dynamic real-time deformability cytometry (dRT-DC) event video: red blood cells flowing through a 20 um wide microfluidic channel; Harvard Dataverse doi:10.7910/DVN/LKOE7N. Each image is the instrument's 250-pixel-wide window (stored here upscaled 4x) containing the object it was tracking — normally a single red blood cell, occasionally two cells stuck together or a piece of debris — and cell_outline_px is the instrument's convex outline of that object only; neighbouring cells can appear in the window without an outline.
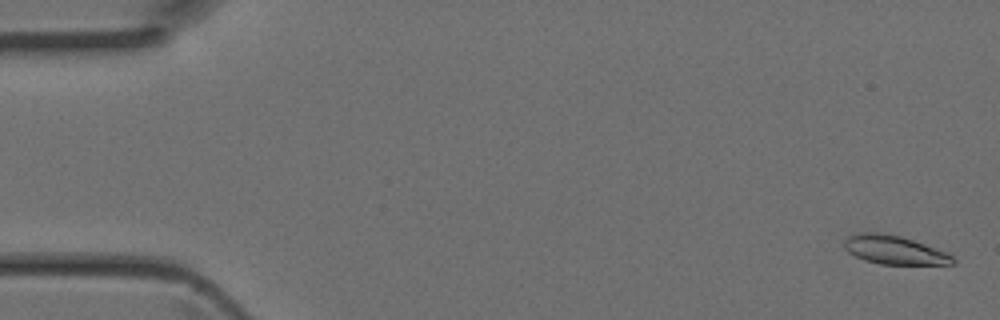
{"species": "Egyptian fruit bat (a non-hibernating species)", "species_latin": "Rousettus aegyptiacus", "temperature_condition": "room temperature", "stored_images_in_passage": 44, "camera_frame_rate_fps": 3000, "um_per_image_px": 0.085, "animal": {"sex": "female"}, "frame": {"image": 1, "passage_image": 2, "time_ms": 0.333, "image_size_px": [1000, 320], "cell_outline_px": [[956, 264], [880, 264], [864, 260], [848, 252], [844, 248], [844, 240], [848, 236], [860, 232], [876, 232], [900, 236], [948, 252], [956, 260]], "centroid_in_image_um": [76.02, 21.25], "position_along_channel_um": 9.0, "area_um2": 18.09}}
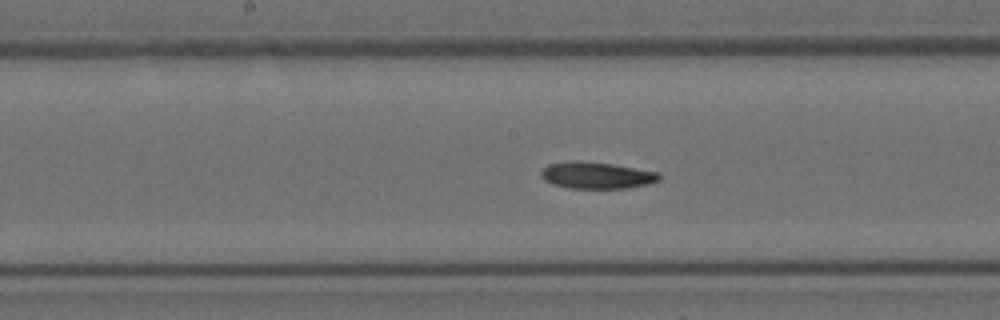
{"frame": {"image": 2, "passage_image": 23, "time_ms": 7.333, "image_size_px": [1000, 320], "cell_outline_px": [[660, 180], [648, 184], [628, 188], [568, 188], [552, 184], [544, 180], [540, 176], [540, 172], [548, 164], [572, 160], [576, 160], [612, 164], [660, 172]], "centroid_in_image_um": [50.7, 14.9], "position_along_channel_um": 197.5, "area_um2": 18.5}}
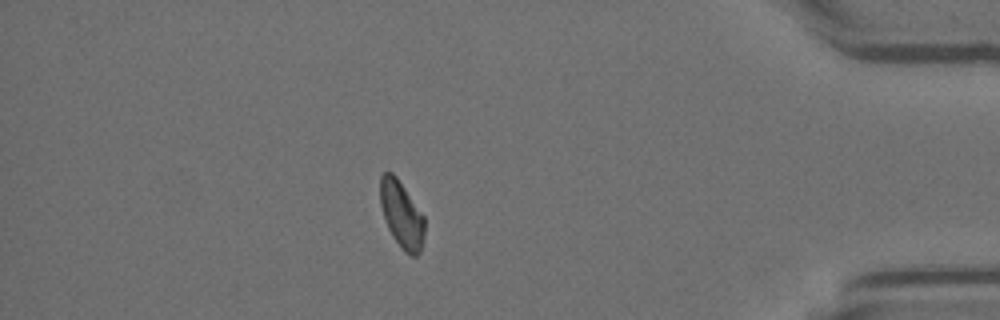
{"frame": {"image": 3, "passage_image": 39, "time_ms": 12.667, "image_size_px": [1000, 320], "cell_outline_px": [[424, 236], [420, 252], [416, 256], [412, 256], [404, 252], [400, 248], [392, 236], [388, 228], [380, 204], [380, 176], [384, 172], [392, 172], [396, 176], [424, 216]], "centroid_in_image_um": [34.13, 18.25], "position_along_channel_um": 401.1, "area_um2": 17.22}}